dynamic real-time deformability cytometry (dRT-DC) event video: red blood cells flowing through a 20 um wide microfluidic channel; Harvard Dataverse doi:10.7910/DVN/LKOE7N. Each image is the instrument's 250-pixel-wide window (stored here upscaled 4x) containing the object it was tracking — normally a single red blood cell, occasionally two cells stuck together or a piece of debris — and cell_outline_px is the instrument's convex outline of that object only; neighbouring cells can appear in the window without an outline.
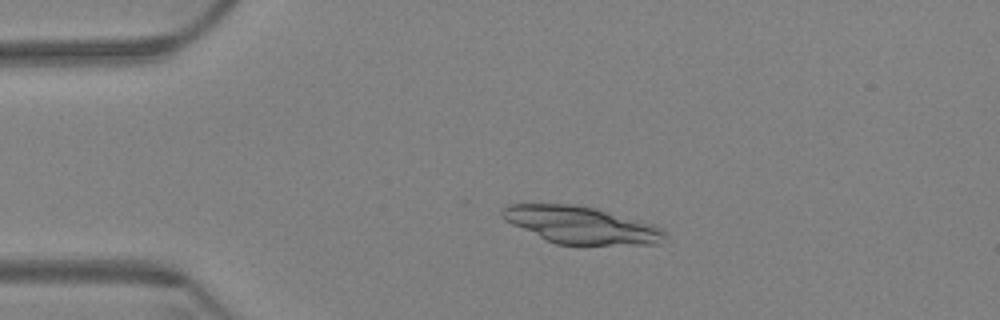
{"species": "Egyptian fruit bat (a non-hibernating species)", "species_latin": "Rousettus aegyptiacus", "temperature_condition": "warm", "stored_images_in_passage": 61, "camera_frame_rate_fps": 3000, "um_per_image_px": 0.085, "animal": {"sex": "female"}, "frame": {"image": 1, "passage_image": 13, "time_ms": 4.0, "image_size_px": [1000, 320], "cell_outline_px": [[668, 236], [660, 244], [556, 244], [512, 224], [504, 220], [500, 216], [500, 212], [508, 204], [576, 204], [596, 208], [656, 224], [664, 228], [668, 232]], "centroid_in_image_um": [49.47, 19.11], "position_along_channel_um": 35.5, "area_um2": 35.37}}
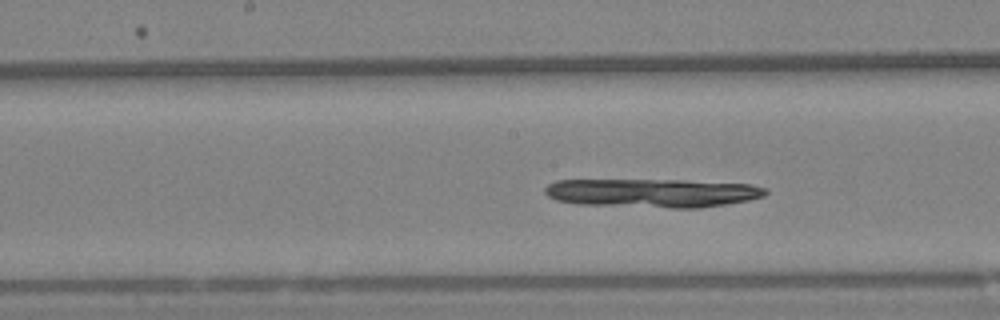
{"frame": {"image": 2, "passage_image": 31, "time_ms": 10.0, "image_size_px": [1000, 320], "cell_outline_px": [[768, 192], [764, 196], [748, 200], [700, 208], [668, 208], [580, 204], [556, 200], [548, 196], [544, 192], [544, 188], [548, 184], [556, 180], [684, 180], [752, 184], [768, 188]], "centroid_in_image_um": [55.48, 16.4], "position_along_channel_um": 192.7, "area_um2": 37.11}}
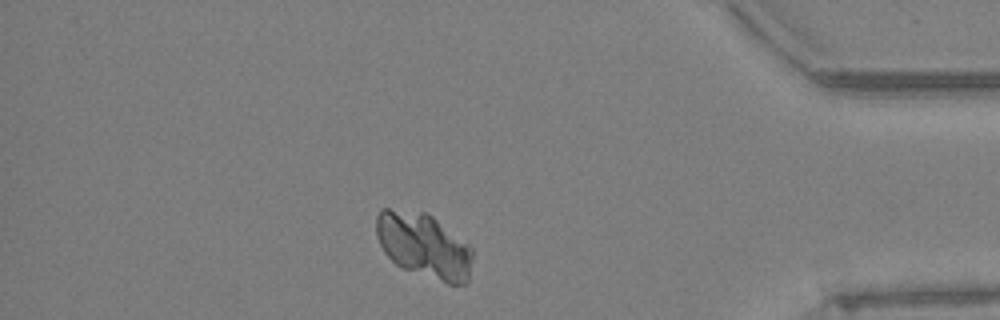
{"frame": {"image": 3, "passage_image": 53, "time_ms": 17.333, "image_size_px": [1000, 320], "cell_outline_px": [[472, 260], [468, 284], [448, 284], [400, 268], [384, 252], [376, 236], [376, 216], [380, 208], [388, 208], [424, 212], [432, 216], [468, 244], [472, 248]], "centroid_in_image_um": [36.01, 20.88], "position_along_channel_um": 399.2, "area_um2": 36.7}}